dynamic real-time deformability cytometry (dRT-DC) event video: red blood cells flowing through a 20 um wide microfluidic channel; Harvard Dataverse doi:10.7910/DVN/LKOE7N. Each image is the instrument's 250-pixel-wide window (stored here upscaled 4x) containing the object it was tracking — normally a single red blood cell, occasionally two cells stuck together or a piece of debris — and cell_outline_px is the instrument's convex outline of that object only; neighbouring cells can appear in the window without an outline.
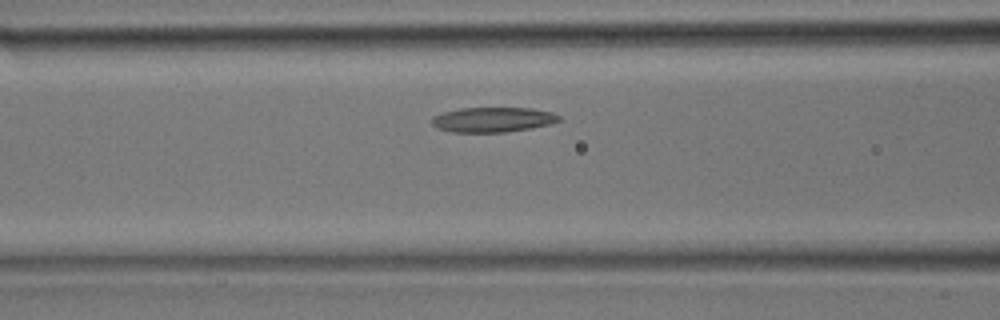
{"species": "common noctule bat (a hibernating species)", "species_latin": "Nyctalus noctula", "temperature_condition": "room temperature", "stored_images_in_passage": 8, "camera_frame_rate_fps": 3000, "um_per_image_px": 0.085, "animal": {"sex": "male", "body_mass_g": 17.9}, "frame": {"image": 1, "passage_image": 5, "time_ms": 1.333, "image_size_px": [1000, 320], "cell_outline_px": [[564, 120], [552, 124], [532, 128], [508, 132], [452, 132], [436, 128], [432, 124], [432, 116], [440, 112], [460, 108], [532, 108], [552, 112], [560, 116]], "centroid_in_image_um": [41.91, 10.17], "position_along_channel_um": 124.7, "area_um2": 18.84}}
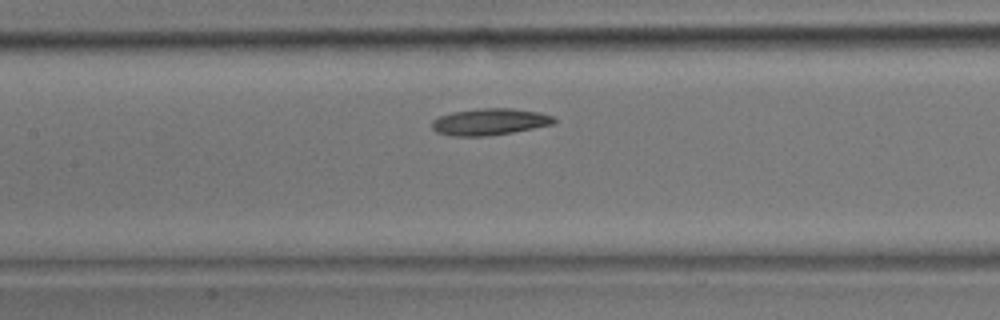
{"frame": {"image": 2, "passage_image": 7, "time_ms": 2.0, "image_size_px": [1000, 320], "cell_outline_px": [[556, 124], [512, 132], [488, 136], [452, 136], [436, 132], [432, 128], [432, 120], [440, 116], [452, 112], [480, 108], [512, 108], [540, 112], [552, 116], [556, 120]], "centroid_in_image_um": [41.64, 10.35], "position_along_channel_um": 165.8, "area_um2": 19.07}}